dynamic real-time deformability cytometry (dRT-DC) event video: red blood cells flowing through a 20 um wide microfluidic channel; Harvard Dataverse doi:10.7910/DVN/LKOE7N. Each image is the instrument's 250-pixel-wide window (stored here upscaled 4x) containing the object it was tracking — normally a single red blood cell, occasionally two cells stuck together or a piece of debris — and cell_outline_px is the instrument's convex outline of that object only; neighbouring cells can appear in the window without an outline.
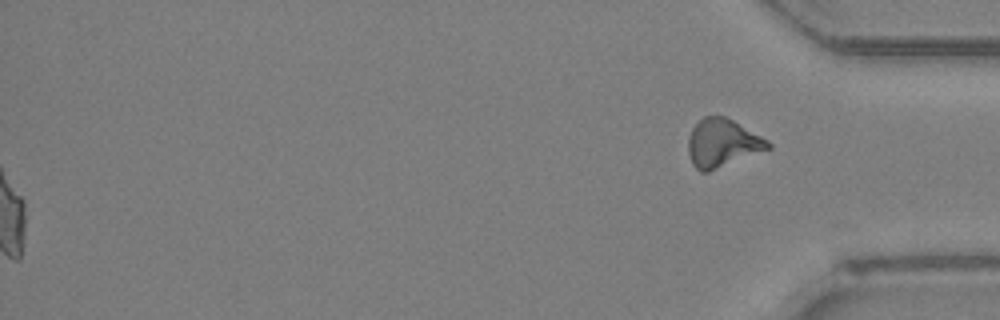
{"species": "Egyptian fruit bat (a non-hibernating species)", "species_latin": "Rousettus aegyptiacus", "temperature_condition": "room temperature", "stored_images_in_passage": 43, "segment_of_instrument_passage": [2, 2], "camera_frame_rate_fps": 3000, "um_per_image_px": 0.085, "animal": {"sex": "female"}, "frame": {"image": 1, "passage_image": 43, "time_ms": 14.0, "image_size_px": [1000, 320], "cell_outline_px": [[772, 148], [708, 172], [700, 172], [692, 164], [688, 152], [688, 136], [692, 128], [704, 116], [724, 116], [732, 120], [768, 140], [772, 144]], "centroid_in_image_um": [61.39, 12.18], "position_along_channel_um": 373.8, "area_um2": 22.31}}